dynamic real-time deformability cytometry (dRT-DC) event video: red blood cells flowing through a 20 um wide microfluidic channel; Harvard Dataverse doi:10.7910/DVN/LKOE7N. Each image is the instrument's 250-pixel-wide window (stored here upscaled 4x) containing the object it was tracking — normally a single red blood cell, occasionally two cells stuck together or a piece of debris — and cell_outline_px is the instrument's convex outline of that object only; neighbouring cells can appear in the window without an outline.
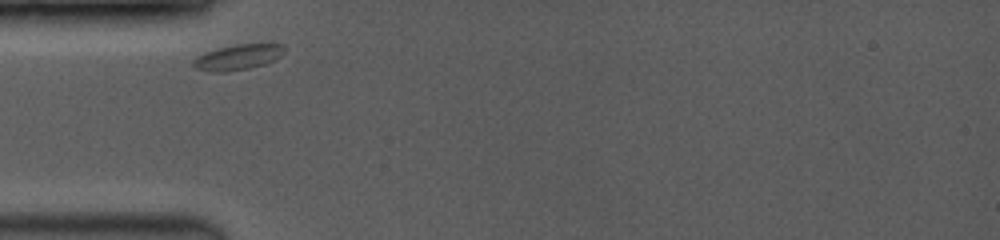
{"species": "common noctule bat (a hibernating species)", "species_latin": "Nyctalus noctula", "temperature_condition": "room temperature", "stored_images_in_passage": 19, "camera_frame_rate_fps": 3500, "um_per_image_px": 0.085, "animal": {"sex": "female", "body_mass_g": 19.0, "forearm_length_mm": 53.3}, "frame": {"image": 1, "passage_image": 1, "time_ms": 0.0, "image_size_px": [1000, 240], "cell_outline_px": [[284, 52], [276, 60], [264, 64], [248, 68], [224, 72], [208, 72], [196, 68], [192, 64], [192, 60], [196, 56], [204, 52], [216, 48], [236, 44], [284, 44]], "centroid_in_image_um": [20.18, 4.86], "position_along_channel_um": 64.8, "area_um2": 13.64}}
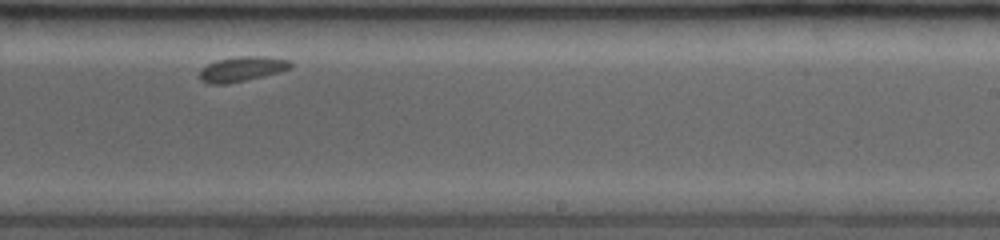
{"frame": {"image": 2, "passage_image": 12, "time_ms": 5.714, "image_size_px": [1000, 240], "cell_outline_px": [[292, 68], [280, 72], [244, 80], [224, 84], [208, 84], [200, 80], [200, 68], [216, 60], [236, 56], [268, 56], [288, 60], [292, 64]], "centroid_in_image_um": [20.55, 5.85], "position_along_channel_um": 268.4, "area_um2": 13.24}}
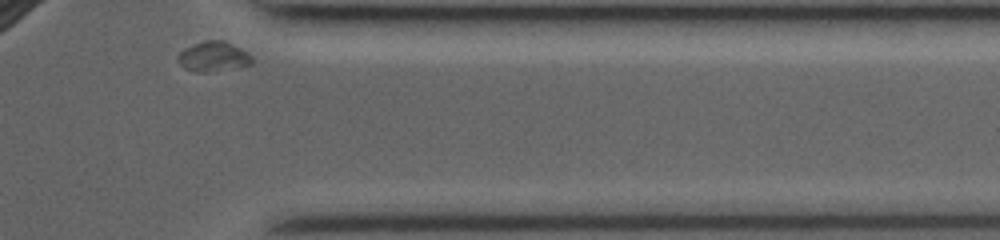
{"frame": {"image": 3, "passage_image": 19, "time_ms": 9.143, "image_size_px": [1000, 240], "cell_outline_px": [[252, 64], [208, 72], [196, 72], [184, 68], [176, 60], [176, 56], [184, 48], [192, 44], [204, 40], [224, 40], [248, 52], [252, 56]], "centroid_in_image_um": [18.09, 4.79], "position_along_channel_um": 393.3, "area_um2": 13.01}, "authors_computed_cell_mechanics": {"area_um2": 13.005, "velocity_mm_per_s": 3.5937, "shape_relaxation_time_tau1_ms": 0.3068, "shape_relaxation_time_tau2_ms": null, "deformation_change_tau1": 0.0638, "deformation_change_tau2": null}}